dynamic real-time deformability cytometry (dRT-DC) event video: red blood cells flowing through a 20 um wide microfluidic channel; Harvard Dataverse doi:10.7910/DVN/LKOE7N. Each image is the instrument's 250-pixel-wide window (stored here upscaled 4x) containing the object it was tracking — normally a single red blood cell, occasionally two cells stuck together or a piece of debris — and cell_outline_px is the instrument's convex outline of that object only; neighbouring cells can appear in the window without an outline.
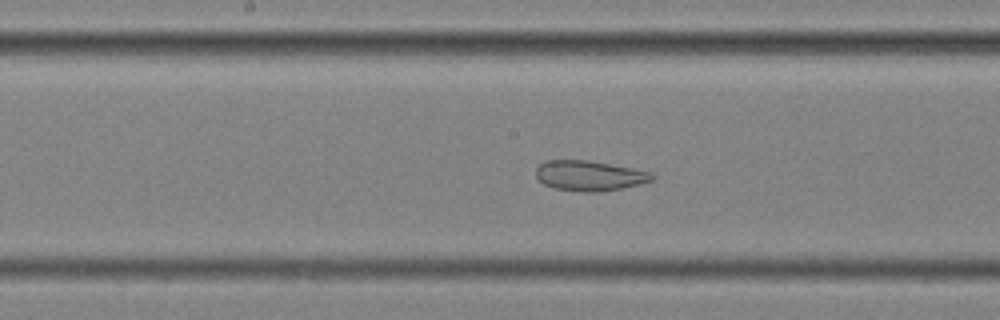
{"species": "common noctule bat (a hibernating species)", "species_latin": "Nyctalus noctula", "temperature_condition": "cold", "stored_images_in_passage": 55, "segment_of_instrument_passage": [2, 2], "camera_frame_rate_fps": 3000, "um_per_image_px": 0.085, "animal": {"sex": "female", "body_mass_g": 25.1}, "frame": {"image": 1, "passage_image": 27, "time_ms": 8.667, "image_size_px": [1000, 320], "cell_outline_px": [[656, 176], [652, 180], [640, 184], [600, 192], [584, 192], [552, 188], [544, 184], [536, 176], [536, 168], [544, 160], [588, 160], [632, 168], [652, 172]], "centroid_in_image_um": [50.09, 14.93], "position_along_channel_um": 198.1, "area_um2": 20.46}}
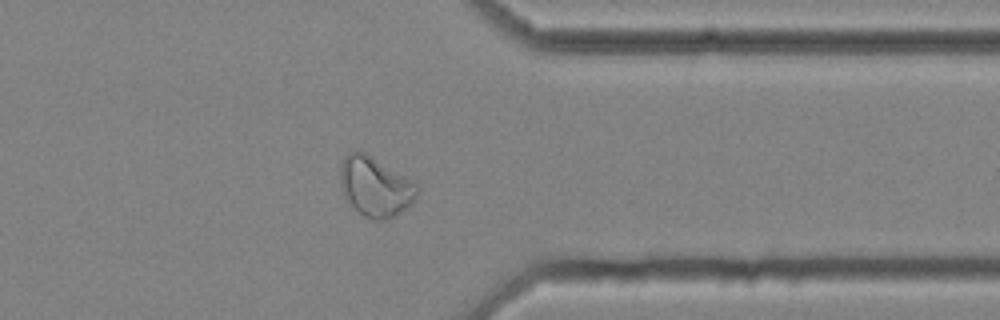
{"frame": {"image": 2, "passage_image": 43, "time_ms": 14.0, "image_size_px": [1000, 320], "cell_outline_px": [[420, 192], [412, 204], [396, 216], [384, 220], [372, 220], [364, 216], [348, 200], [340, 184], [340, 164], [344, 156], [352, 152], [364, 152], [372, 156], [416, 180], [420, 184]], "centroid_in_image_um": [31.99, 15.86], "position_along_channel_um": 379.4, "area_um2": 27.17}}
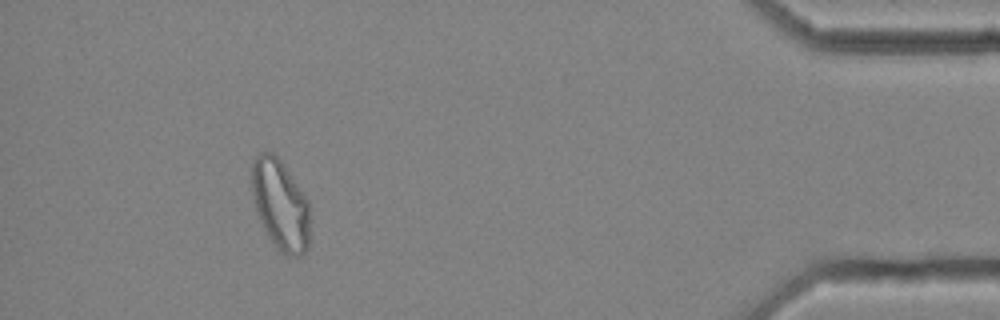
{"frame": {"image": 3, "passage_image": 50, "time_ms": 16.333, "image_size_px": [1000, 320], "cell_outline_px": [[308, 248], [300, 256], [288, 256], [268, 236], [256, 212], [252, 192], [252, 164], [256, 156], [260, 152], [272, 152], [284, 164], [308, 200]], "centroid_in_image_um": [23.82, 17.36], "position_along_channel_um": 411.4, "area_um2": 30.06}}